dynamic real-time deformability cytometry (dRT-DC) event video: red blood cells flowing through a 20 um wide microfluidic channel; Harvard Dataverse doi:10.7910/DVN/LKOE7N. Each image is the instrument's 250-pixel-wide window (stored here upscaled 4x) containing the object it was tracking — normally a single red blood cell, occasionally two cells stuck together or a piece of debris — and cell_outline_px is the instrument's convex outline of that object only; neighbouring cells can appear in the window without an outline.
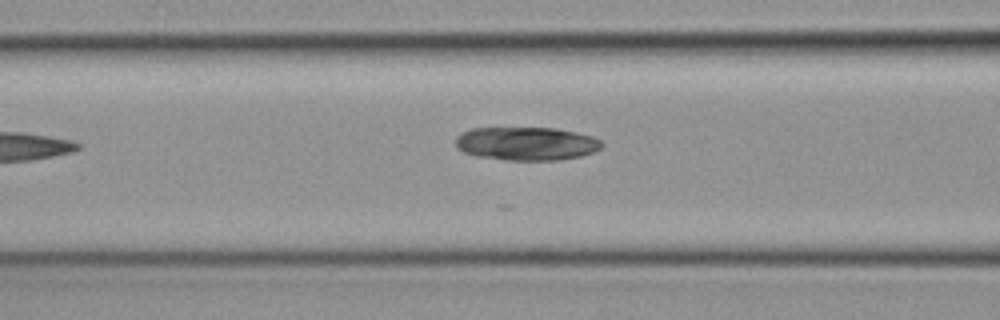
{"species": "common noctule bat (a hibernating species)", "species_latin": "Nyctalus noctula", "temperature_condition": "cold", "stored_images_in_passage": 9, "camera_frame_rate_fps": 3000, "um_per_image_px": 0.085, "animal": {"sex": "female", "body_mass_g": 19.3, "forearm_length_mm": 54.1}, "frame": {"image": 1, "passage_image": 7, "time_ms": 2.0, "image_size_px": [1000, 320], "cell_outline_px": [[604, 144], [600, 148], [592, 152], [580, 156], [556, 160], [508, 160], [476, 156], [464, 152], [456, 148], [456, 136], [472, 128], [556, 128], [576, 132], [592, 136], [600, 140]], "centroid_in_image_um": [44.74, 12.2], "position_along_channel_um": 121.9, "area_um2": 28.38}}